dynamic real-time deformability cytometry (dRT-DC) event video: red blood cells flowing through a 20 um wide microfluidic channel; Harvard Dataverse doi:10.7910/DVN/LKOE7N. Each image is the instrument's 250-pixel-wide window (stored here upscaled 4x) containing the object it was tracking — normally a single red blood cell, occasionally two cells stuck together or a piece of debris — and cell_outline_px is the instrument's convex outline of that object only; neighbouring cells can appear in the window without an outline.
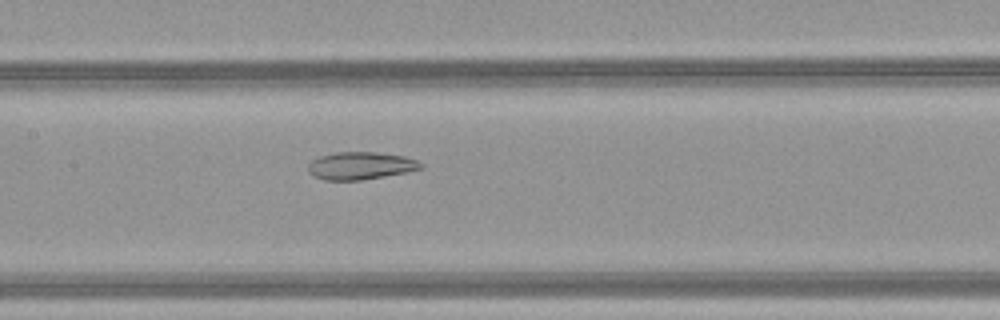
{"species": "common noctule bat (a hibernating species)", "species_latin": "Nyctalus noctula", "temperature_condition": "warm", "stored_images_in_passage": 51, "camera_frame_rate_fps": 3000, "um_per_image_px": 0.085, "animal": {"sex": "female", "body_mass_g": 21.9}, "frame": {"image": 1, "passage_image": 26, "time_ms": 8.333, "image_size_px": [1000, 320], "cell_outline_px": [[424, 168], [408, 172], [360, 180], [324, 180], [312, 176], [308, 172], [308, 164], [312, 160], [320, 156], [336, 152], [376, 152], [404, 156], [416, 160], [424, 164]], "centroid_in_image_um": [30.65, 14.09], "position_along_channel_um": 176.8, "area_um2": 18.21}}
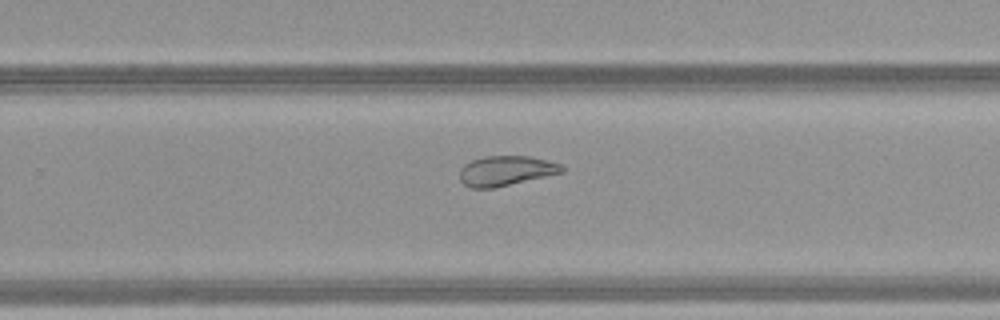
{"frame": {"image": 2, "passage_image": 34, "time_ms": 11.0, "image_size_px": [1000, 320], "cell_outline_px": [[564, 172], [492, 188], [472, 188], [464, 184], [460, 180], [460, 168], [464, 164], [472, 160], [484, 156], [528, 156], [560, 164], [564, 168]], "centroid_in_image_um": [42.96, 14.51], "position_along_channel_um": 286.8, "area_um2": 17.57}}
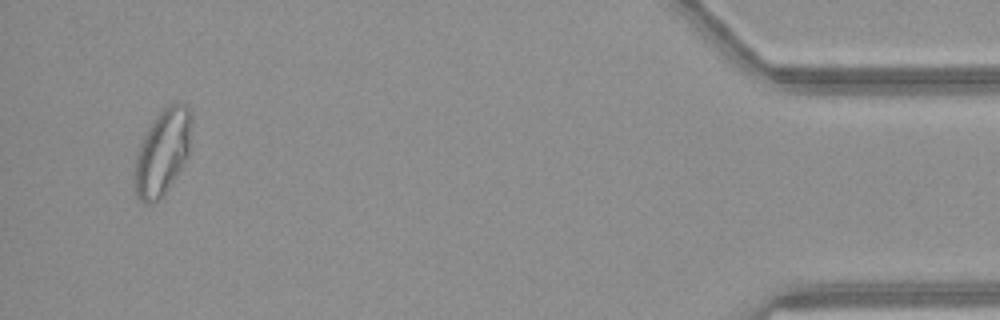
{"frame": {"image": 3, "passage_image": 49, "time_ms": 16.0, "image_size_px": [1000, 320], "cell_outline_px": [[192, 120], [188, 156], [184, 164], [164, 192], [156, 200], [148, 204], [144, 204], [136, 196], [136, 152], [152, 120], [164, 108], [176, 100], [180, 100], [188, 108]], "centroid_in_image_um": [13.84, 12.87], "position_along_channel_um": 421.4, "area_um2": 27.98}, "authors_computed_cell_mechanics": {"area_um2": 25.721, "velocity_mm_per_s": 4.1444, "shape_relaxation_time_tau1_ms": null, "shape_relaxation_time_tau2_ms": 1.9529, "deformation_change_tau1": null, "deformation_change_tau2": 0.0866}}